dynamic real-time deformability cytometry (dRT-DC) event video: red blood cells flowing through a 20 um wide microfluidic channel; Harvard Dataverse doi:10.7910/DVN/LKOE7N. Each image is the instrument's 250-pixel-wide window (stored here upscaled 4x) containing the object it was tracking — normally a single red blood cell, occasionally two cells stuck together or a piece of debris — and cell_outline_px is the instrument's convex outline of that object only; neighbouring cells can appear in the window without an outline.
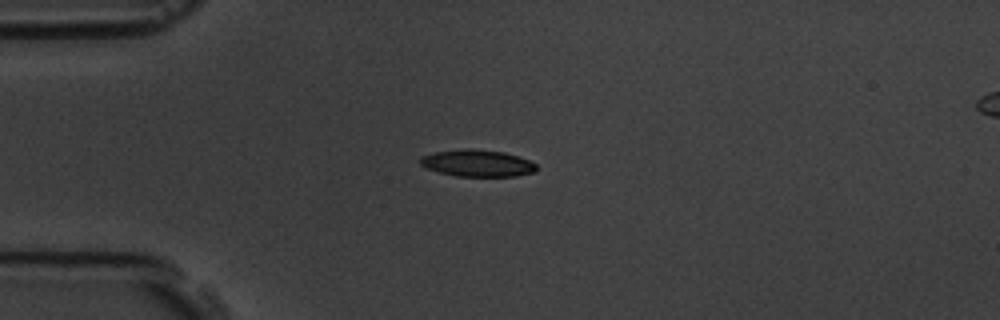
{"species": "common noctule bat (a hibernating species)", "species_latin": "Nyctalus noctula", "temperature_condition": "room temperature", "stored_images_in_passage": 5, "camera_frame_rate_fps": 3000, "um_per_image_px": 0.085, "animal": {"sex": "male", "body_mass_g": 19.5, "forearm_length_mm": 54.6}, "frame": {"image": 1, "passage_image": 3, "time_ms": 0.667, "image_size_px": [1000, 320], "cell_outline_px": [[536, 172], [516, 176], [456, 176], [440, 172], [428, 168], [420, 164], [420, 156], [436, 152], [468, 148], [504, 152], [528, 160], [536, 164]], "centroid_in_image_um": [40.58, 13.87], "position_along_channel_um": 44.4, "area_um2": 17.98}}
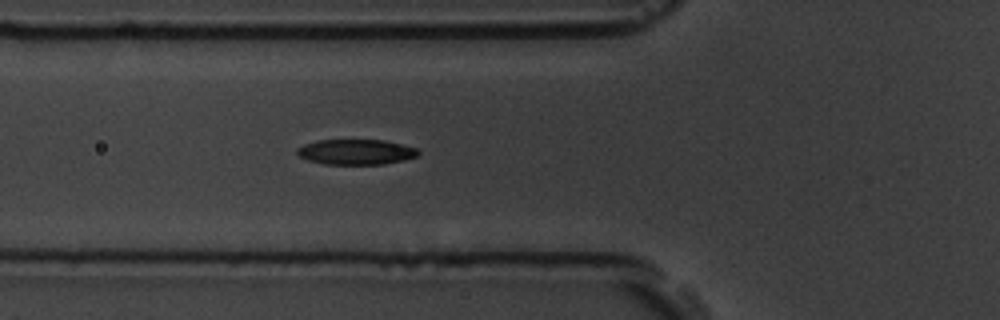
{"frame": {"image": 2, "passage_image": 5, "time_ms": 1.333, "image_size_px": [1000, 320], "cell_outline_px": [[420, 152], [416, 156], [404, 160], [384, 164], [324, 164], [308, 160], [300, 156], [296, 152], [296, 148], [304, 144], [316, 140], [384, 140], [404, 144], [420, 148]], "centroid_in_image_um": [30.29, 12.91], "position_along_channel_um": 95.5, "area_um2": 18.03}}